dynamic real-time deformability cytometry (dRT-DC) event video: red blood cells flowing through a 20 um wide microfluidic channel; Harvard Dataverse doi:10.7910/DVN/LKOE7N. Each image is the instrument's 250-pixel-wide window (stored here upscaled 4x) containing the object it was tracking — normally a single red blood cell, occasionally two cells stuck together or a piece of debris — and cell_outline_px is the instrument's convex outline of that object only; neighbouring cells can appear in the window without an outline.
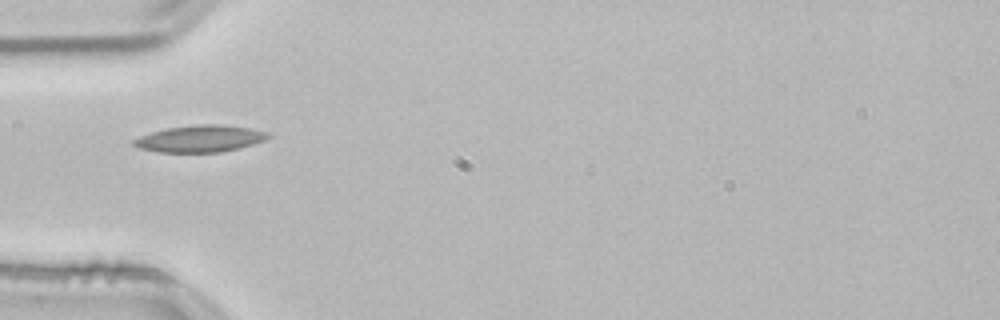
{"species": "common noctule bat (a hibernating species)", "species_latin": "Nyctalus noctula", "temperature_condition": "room temperature", "stored_images_in_passage": 9, "camera_frame_rate_fps": 3000, "um_per_image_px": 0.085, "animal": {"sex": "male", "body_mass_g": 21.5, "forearm_length_mm": 52.0}, "frame": {"image": 1, "passage_image": 1, "time_ms": 0.0, "image_size_px": [1000, 320], "cell_outline_px": [[272, 136], [264, 140], [240, 148], [220, 152], [160, 152], [140, 148], [132, 144], [132, 140], [140, 136], [164, 128], [196, 124], [220, 124], [248, 128], [268, 132]], "centroid_in_image_um": [17.0, 11.78], "position_along_channel_um": 68.0, "area_um2": 20.98}}